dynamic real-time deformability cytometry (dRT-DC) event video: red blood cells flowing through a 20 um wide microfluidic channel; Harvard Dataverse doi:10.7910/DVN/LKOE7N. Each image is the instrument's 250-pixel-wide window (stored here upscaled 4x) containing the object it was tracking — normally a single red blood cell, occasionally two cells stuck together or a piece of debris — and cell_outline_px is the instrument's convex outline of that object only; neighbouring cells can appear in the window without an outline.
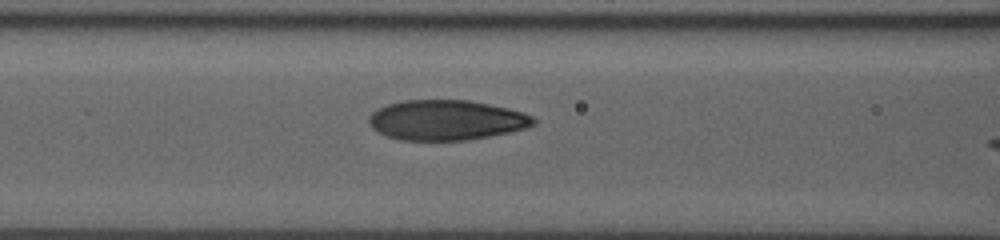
{"species": "human", "species_latin": "Homo sapiens", "temperature_condition": "room temperature", "stored_images_in_passage": 43, "camera_frame_rate_fps": 3000, "um_per_image_px": 0.085, "donor": {"sex": "male"}, "frame": {"image": 1, "passage_image": 21, "time_ms": 6.667, "image_size_px": [1000, 240], "cell_outline_px": [[536, 124], [528, 128], [468, 140], [400, 140], [388, 136], [372, 128], [368, 124], [368, 116], [376, 108], [388, 104], [404, 100], [468, 100], [508, 108], [524, 112], [532, 116], [536, 120]], "centroid_in_image_um": [37.93, 10.2], "position_along_channel_um": 128.7, "area_um2": 38.55}}
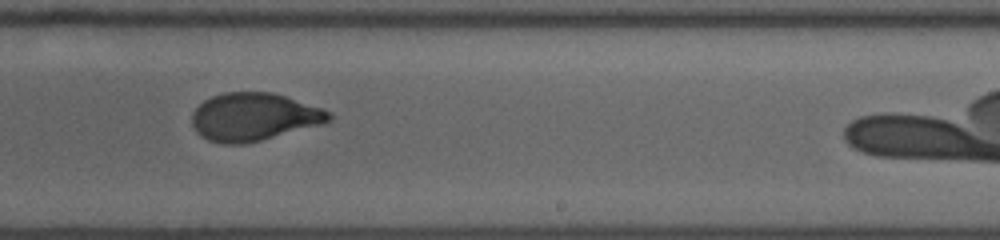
{"frame": {"image": 2, "passage_image": 31, "time_ms": 10.0, "image_size_px": [1000, 240], "cell_outline_px": [[332, 120], [324, 124], [248, 144], [224, 144], [208, 140], [200, 136], [196, 132], [192, 124], [192, 112], [204, 100], [212, 96], [224, 92], [272, 92], [324, 108], [332, 112]], "centroid_in_image_um": [21.61, 9.95], "position_along_channel_um": 267.4, "area_um2": 38.73}}
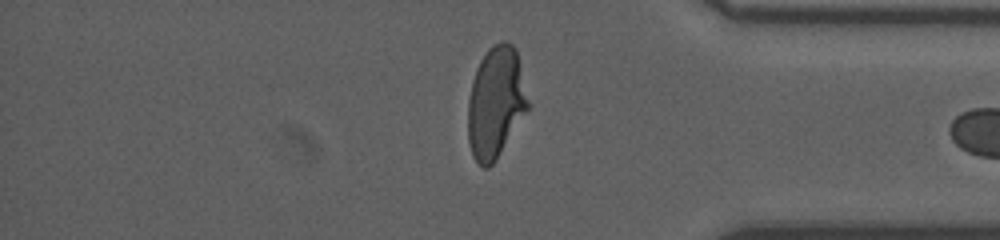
{"frame": {"image": 3, "passage_image": 41, "time_ms": 13.333, "image_size_px": [1000, 240], "cell_outline_px": [[528, 108], [496, 160], [488, 168], [484, 168], [472, 156], [468, 140], [468, 100], [472, 80], [476, 68], [480, 60], [488, 48], [492, 44], [500, 40], [504, 40], [512, 44], [516, 48], [528, 100]], "centroid_in_image_um": [42.11, 8.68], "position_along_channel_um": 393.1, "area_um2": 38.84}}